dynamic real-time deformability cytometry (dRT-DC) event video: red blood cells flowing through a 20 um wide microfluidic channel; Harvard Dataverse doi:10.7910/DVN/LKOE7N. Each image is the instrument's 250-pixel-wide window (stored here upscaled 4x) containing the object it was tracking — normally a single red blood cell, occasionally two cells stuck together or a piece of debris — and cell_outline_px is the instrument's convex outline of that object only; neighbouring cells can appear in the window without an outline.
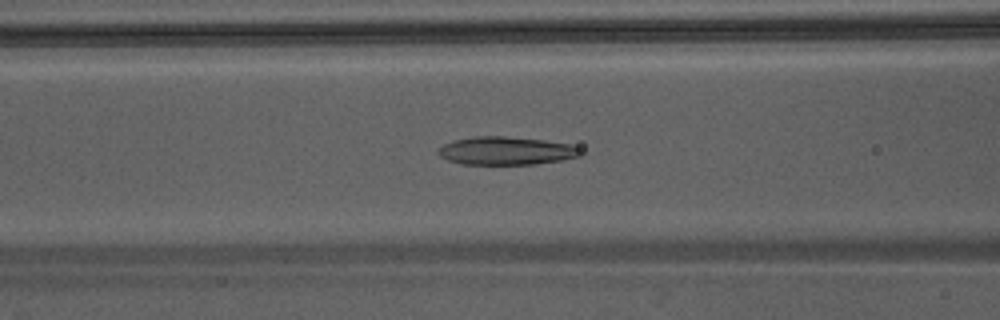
{"species": "Egyptian fruit bat (a non-hibernating species)", "species_latin": "Rousettus aegyptiacus", "temperature_condition": "warm", "stored_images_in_passage": 50, "camera_frame_rate_fps": 3000, "um_per_image_px": 0.085, "animal": {"sex": "male"}, "frame": {"image": 1, "passage_image": 22, "time_ms": 7.0, "image_size_px": [1000, 320], "cell_outline_px": [[584, 152], [580, 156], [564, 160], [536, 164], [464, 164], [448, 160], [440, 156], [436, 152], [444, 144], [452, 140], [472, 136], [504, 136], [544, 140], [572, 144], [580, 148]], "centroid_in_image_um": [43.06, 12.81], "position_along_channel_um": 123.5, "area_um2": 23.58}}
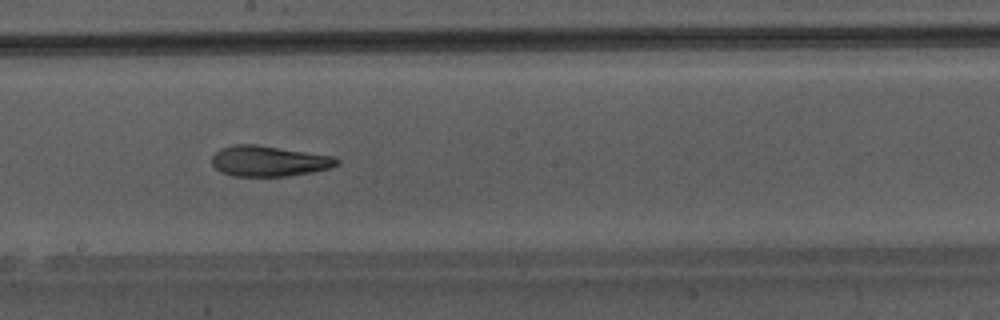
{"frame": {"image": 2, "passage_image": 29, "time_ms": 9.333, "image_size_px": [1000, 320], "cell_outline_px": [[340, 164], [332, 168], [312, 172], [288, 176], [232, 176], [220, 172], [212, 164], [212, 156], [220, 148], [232, 144], [256, 144], [336, 156], [340, 160]], "centroid_in_image_um": [22.89, 13.69], "position_along_channel_um": 225.3, "area_um2": 22.66}}
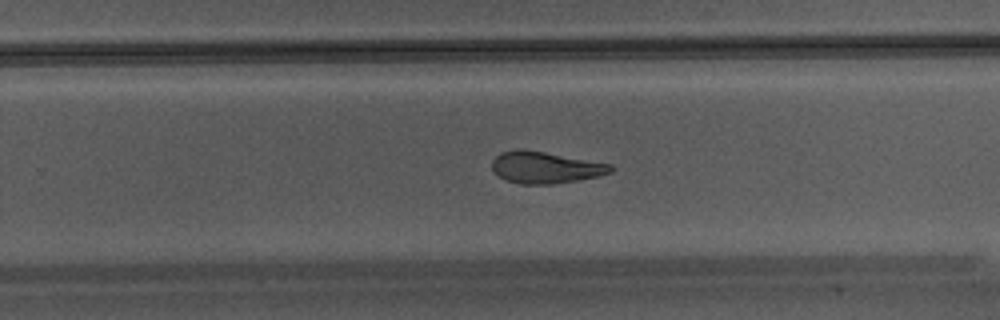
{"frame": {"image": 3, "passage_image": 33, "time_ms": 10.667, "image_size_px": [1000, 320], "cell_outline_px": [[616, 168], [612, 172], [596, 176], [576, 180], [552, 184], [520, 184], [508, 180], [500, 176], [492, 168], [492, 160], [500, 152], [520, 148], [544, 152], [612, 164]], "centroid_in_image_um": [46.36, 14.22], "position_along_channel_um": 283.4, "area_um2": 21.73}}